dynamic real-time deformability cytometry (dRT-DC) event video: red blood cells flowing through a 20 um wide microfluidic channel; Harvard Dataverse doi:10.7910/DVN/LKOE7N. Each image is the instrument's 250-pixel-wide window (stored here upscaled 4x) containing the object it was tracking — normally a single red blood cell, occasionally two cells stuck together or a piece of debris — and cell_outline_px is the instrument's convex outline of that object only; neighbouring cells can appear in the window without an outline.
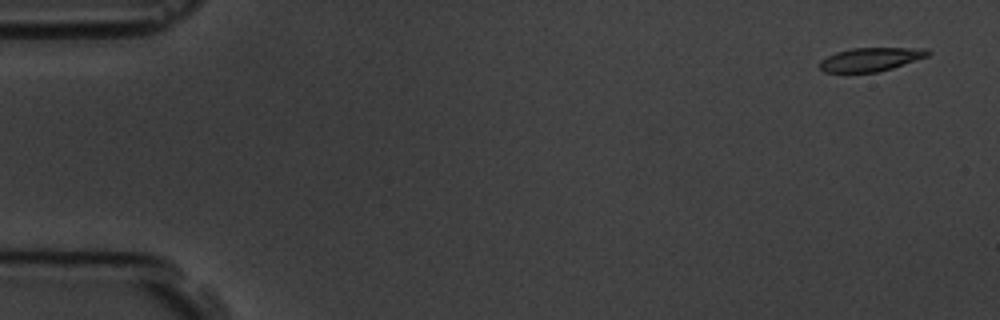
{"species": "common noctule bat (a hibernating species)", "species_latin": "Nyctalus noctula", "temperature_condition": "room temperature", "stored_images_in_passage": 6, "camera_frame_rate_fps": 3000, "um_per_image_px": 0.085, "animal": {"sex": "male", "body_mass_g": 19.5, "forearm_length_mm": 54.6}, "frame": {"image": 1, "passage_image": 1, "time_ms": 0.0, "image_size_px": [1000, 320], "cell_outline_px": [[932, 52], [928, 56], [892, 68], [876, 72], [824, 72], [820, 68], [820, 60], [836, 52], [852, 48], [928, 48]], "centroid_in_image_um": [74.03, 5.04], "position_along_channel_um": 11.0, "area_um2": 14.8}}
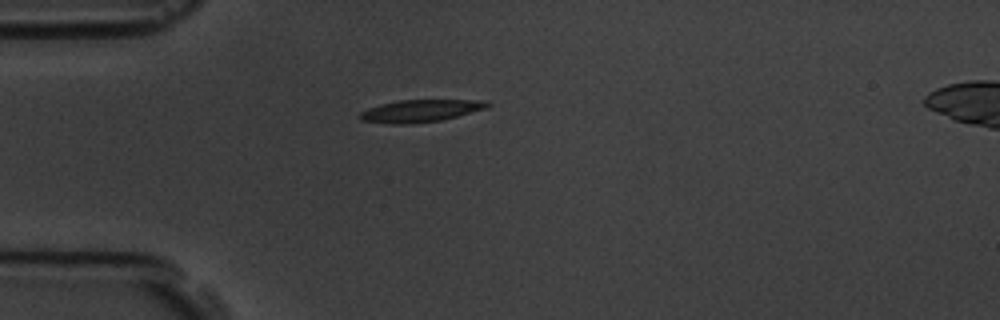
{"frame": {"image": 2, "passage_image": 5, "time_ms": 4.333, "image_size_px": [1000, 320], "cell_outline_px": [[492, 104], [488, 108], [440, 120], [412, 124], [392, 124], [360, 120], [360, 112], [368, 108], [380, 104], [400, 100], [488, 100]], "centroid_in_image_um": [35.76, 9.41], "position_along_channel_um": 49.2, "area_um2": 16.59}}